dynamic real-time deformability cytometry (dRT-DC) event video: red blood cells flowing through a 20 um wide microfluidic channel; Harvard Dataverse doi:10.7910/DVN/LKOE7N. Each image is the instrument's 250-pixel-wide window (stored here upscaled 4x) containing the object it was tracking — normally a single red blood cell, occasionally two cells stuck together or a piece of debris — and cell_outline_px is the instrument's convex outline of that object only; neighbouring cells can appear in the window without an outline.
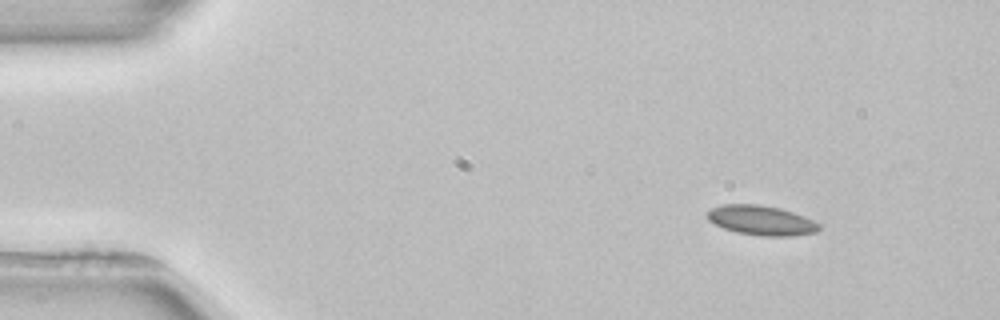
{"species": "common noctule bat (a hibernating species)", "species_latin": "Nyctalus noctula", "temperature_condition": "room temperature", "stored_images_in_passage": 3, "camera_frame_rate_fps": 3000, "um_per_image_px": 0.085, "animal": {"sex": "female", "body_mass_g": 22.7, "forearm_length_mm": 54.2}, "frame": {"image": 1, "passage_image": 1, "time_ms": 0.0, "image_size_px": [1000, 320], "cell_outline_px": [[820, 228], [816, 232], [788, 236], [764, 236], [736, 232], [724, 228], [708, 220], [704, 212], [708, 208], [720, 204], [760, 204], [780, 208], [804, 216], [820, 224]], "centroid_in_image_um": [64.64, 18.71], "position_along_channel_um": 20.4, "area_um2": 19.48}}